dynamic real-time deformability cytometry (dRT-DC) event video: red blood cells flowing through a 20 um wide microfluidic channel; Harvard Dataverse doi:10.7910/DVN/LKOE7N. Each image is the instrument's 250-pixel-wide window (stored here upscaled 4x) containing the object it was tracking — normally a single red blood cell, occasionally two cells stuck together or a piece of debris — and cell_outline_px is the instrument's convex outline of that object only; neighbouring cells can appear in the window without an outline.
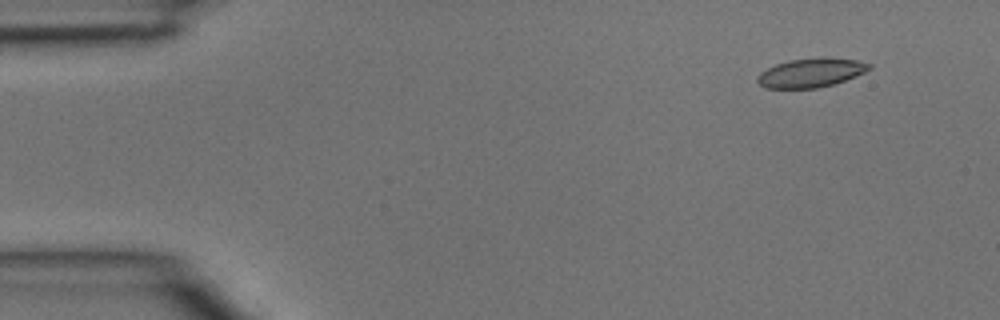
{"species": "common noctule bat (a hibernating species)", "species_latin": "Nyctalus noctula", "temperature_condition": "room temperature", "stored_images_in_passage": 4, "camera_frame_rate_fps": 3000, "um_per_image_px": 0.085, "animal": {"sex": "male", "body_mass_g": 15.6}, "frame": {"image": 1, "passage_image": 2, "time_ms": 0.333, "image_size_px": [1000, 320], "cell_outline_px": [[872, 68], [856, 76], [832, 84], [816, 88], [764, 88], [756, 80], [756, 76], [760, 72], [776, 64], [792, 60], [824, 56], [828, 56], [856, 60], [872, 64]], "centroid_in_image_um": [68.94, 6.17], "position_along_channel_um": 16.1, "area_um2": 18.96}}
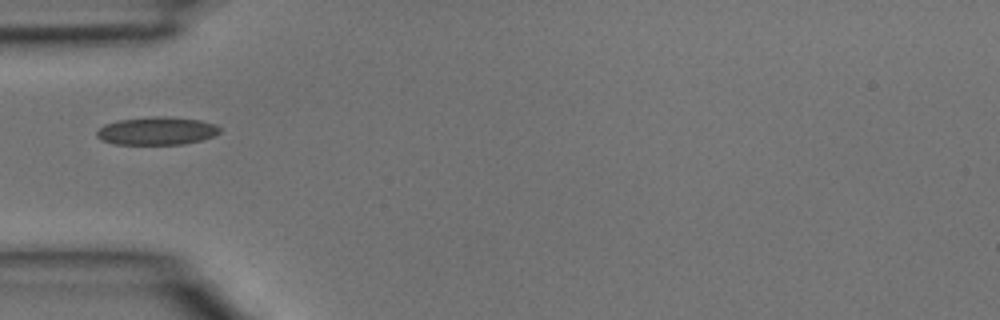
{"frame": {"image": 2, "passage_image": 4, "time_ms": 1.0, "image_size_px": [1000, 320], "cell_outline_px": [[220, 132], [212, 136], [200, 140], [184, 144], [116, 144], [100, 140], [96, 136], [96, 132], [104, 124], [116, 120], [152, 116], [164, 116], [200, 120], [216, 124], [220, 128]], "centroid_in_image_um": [13.3, 11.12], "position_along_channel_um": 71.7, "area_um2": 20.11}}